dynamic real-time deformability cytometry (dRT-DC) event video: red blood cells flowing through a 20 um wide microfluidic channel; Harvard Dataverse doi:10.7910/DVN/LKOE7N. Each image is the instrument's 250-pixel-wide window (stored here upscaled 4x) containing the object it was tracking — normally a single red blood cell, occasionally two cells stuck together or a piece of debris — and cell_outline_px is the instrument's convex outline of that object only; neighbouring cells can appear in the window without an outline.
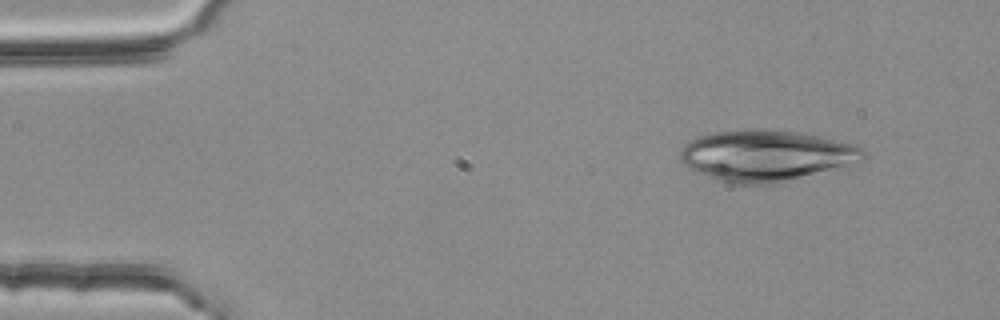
{"species": "common noctule bat (a hibernating species)", "species_latin": "Nyctalus noctula", "temperature_condition": "room temperature", "stored_images_in_passage": 2, "camera_frame_rate_fps": 3000, "um_per_image_px": 0.085, "animal": {"sex": "female", "body_mass_g": 25.1}, "frame": {"image": 1, "passage_image": 1, "time_ms": 0.0, "image_size_px": [1000, 320], "cell_outline_px": [[868, 156], [864, 160], [840, 168], [776, 184], [736, 184], [720, 180], [696, 172], [688, 168], [680, 160], [680, 152], [684, 144], [688, 140], [700, 136], [716, 132], [744, 128], [772, 128], [804, 132], [856, 144], [864, 148]], "centroid_in_image_um": [65.18, 13.2], "position_along_channel_um": 19.8, "area_um2": 55.66}}